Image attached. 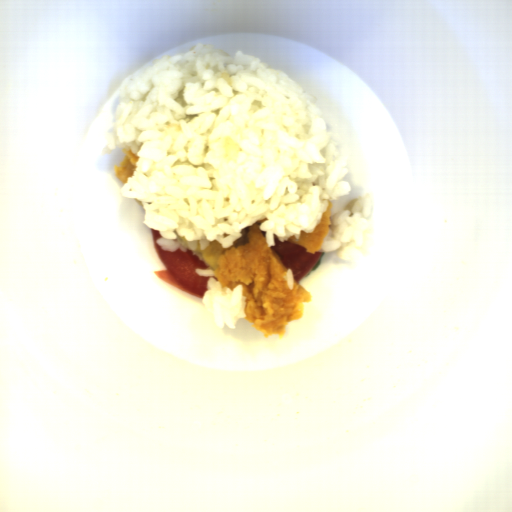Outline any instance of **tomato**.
<instances>
[{
	"label": "tomato",
	"instance_id": "tomato-1",
	"mask_svg": "<svg viewBox=\"0 0 512 512\" xmlns=\"http://www.w3.org/2000/svg\"><path fill=\"white\" fill-rule=\"evenodd\" d=\"M152 230V229H151ZM163 237L158 230H152V240L156 251L168 270L170 276L175 282L187 291L203 297L208 288V276H200L195 269L208 270L209 266L205 265L199 258L193 256V252L189 249L182 251L179 248L175 252L163 251L156 244L158 238Z\"/></svg>",
	"mask_w": 512,
	"mask_h": 512
},
{
	"label": "tomato",
	"instance_id": "tomato-2",
	"mask_svg": "<svg viewBox=\"0 0 512 512\" xmlns=\"http://www.w3.org/2000/svg\"><path fill=\"white\" fill-rule=\"evenodd\" d=\"M274 249L280 260L286 265V269L290 268L294 281H299L314 267L319 261L322 252L316 251L311 254L306 251V247L295 244L290 241L280 242L276 239Z\"/></svg>",
	"mask_w": 512,
	"mask_h": 512
}]
</instances>
